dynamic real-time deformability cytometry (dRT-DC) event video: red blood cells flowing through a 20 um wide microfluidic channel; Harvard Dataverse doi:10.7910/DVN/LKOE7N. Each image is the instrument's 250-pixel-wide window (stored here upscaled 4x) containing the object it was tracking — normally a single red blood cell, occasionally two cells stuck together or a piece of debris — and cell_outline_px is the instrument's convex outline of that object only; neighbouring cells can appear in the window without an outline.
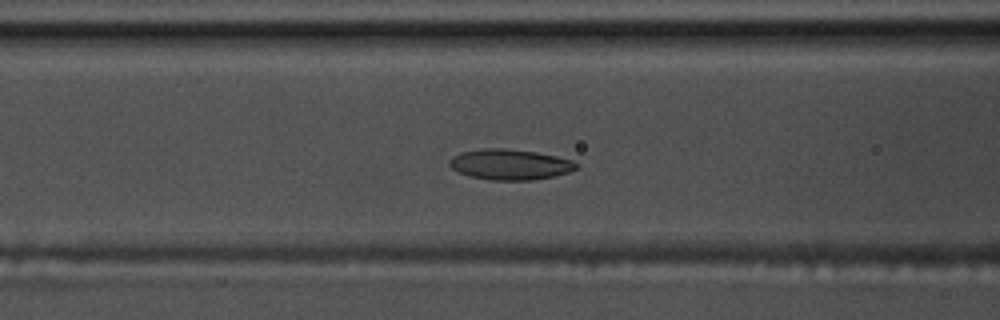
{"species": "common noctule bat (a hibernating species)", "species_latin": "Nyctalus noctula", "temperature_condition": "warm", "stored_images_in_passage": 39, "camera_frame_rate_fps": 3000, "um_per_image_px": 0.085, "animal": {"sex": "male", "body_mass_g": 17.5, "forearm_length_mm": 52.3}, "frame": {"image": 1, "passage_image": 13, "time_ms": 4.0, "image_size_px": [1000, 320], "cell_outline_px": [[580, 168], [568, 172], [552, 176], [532, 180], [492, 180], [468, 176], [452, 168], [448, 164], [452, 156], [460, 152], [484, 148], [504, 148], [536, 152], [556, 156], [572, 160], [580, 164]], "centroid_in_image_um": [43.36, 13.97], "position_along_channel_um": 123.2, "area_um2": 22.66}}
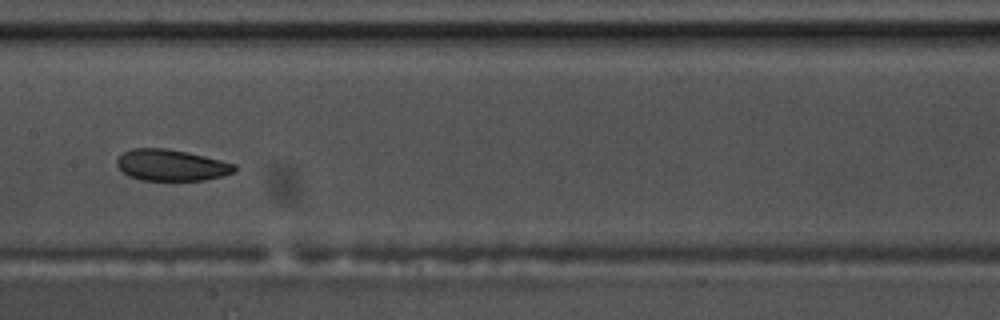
{"frame": {"image": 2, "passage_image": 19, "time_ms": 6.0, "image_size_px": [1000, 320], "cell_outline_px": [[236, 168], [232, 172], [224, 176], [204, 180], [140, 180], [128, 176], [116, 164], [116, 160], [124, 152], [132, 148], [168, 148], [188, 152], [236, 164]], "centroid_in_image_um": [14.55, 14.04], "position_along_channel_um": 192.8, "area_um2": 21.44}}
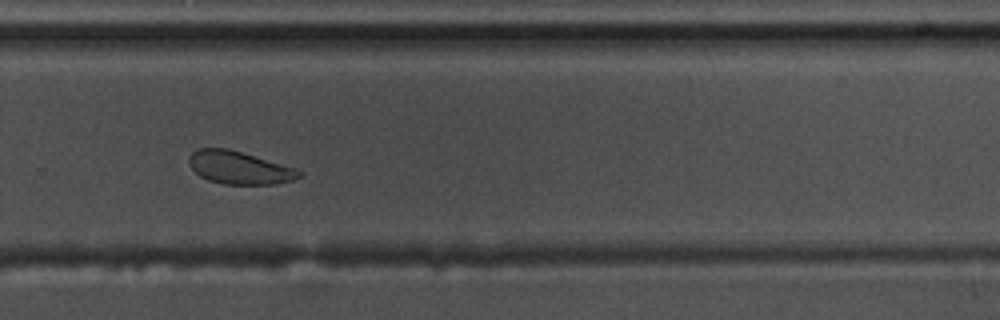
{"frame": {"image": 3, "passage_image": 29, "time_ms": 9.333, "image_size_px": [1000, 320], "cell_outline_px": [[304, 176], [292, 180], [272, 184], [224, 184], [208, 180], [200, 176], [188, 164], [188, 156], [196, 148], [228, 148], [296, 168], [304, 172]], "centroid_in_image_um": [20.34, 14.25], "position_along_channel_um": 309.5, "area_um2": 21.15}, "authors_computed_cell_mechanics": {"area_um2": 22.3686, "velocity_mm_per_s": 3.4984, "shape_relaxation_time_tau1_ms": 5.9074, "shape_relaxation_time_tau2_ms": 6.4671, "deformation_change_tau1": 0.1449, "deformation_change_tau2": 0.1178}}